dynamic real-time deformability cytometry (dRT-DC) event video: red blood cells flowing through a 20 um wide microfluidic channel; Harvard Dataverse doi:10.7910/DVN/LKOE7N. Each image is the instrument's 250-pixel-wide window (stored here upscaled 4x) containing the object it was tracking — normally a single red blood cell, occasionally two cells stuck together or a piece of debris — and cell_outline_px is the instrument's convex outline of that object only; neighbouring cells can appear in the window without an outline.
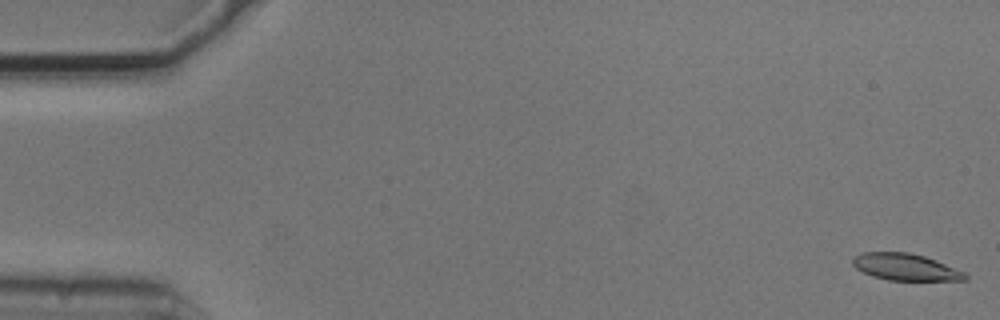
{"species": "common noctule bat (a hibernating species)", "species_latin": "Nyctalus noctula", "temperature_condition": "cold", "stored_images_in_passage": 54, "camera_frame_rate_fps": 3000, "um_per_image_px": 0.085, "animal": {"sex": "male", "body_mass_g": 20.5, "forearm_length_mm": 52.5}, "frame": {"image": 1, "passage_image": 1, "time_ms": 0.0, "image_size_px": [1000, 320], "cell_outline_px": [[968, 280], [888, 280], [872, 276], [856, 268], [852, 264], [852, 260], [860, 252], [908, 252], [924, 256], [936, 260], [964, 272], [968, 276]], "centroid_in_image_um": [76.96, 22.69], "position_along_channel_um": 8.0, "area_um2": 17.46}}
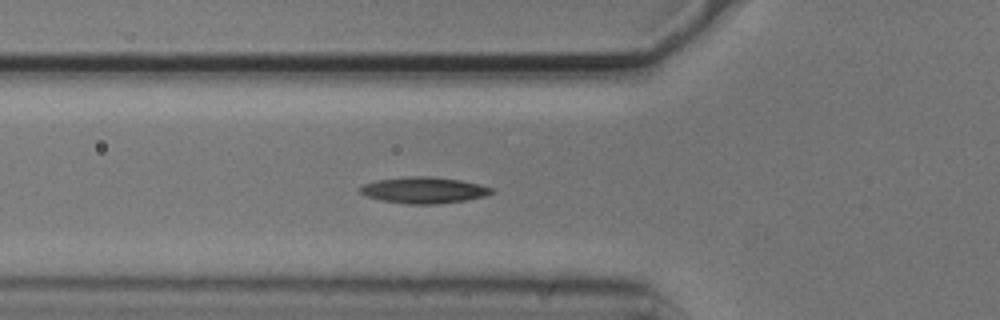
{"frame": {"image": 2, "passage_image": 19, "time_ms": 6.0, "image_size_px": [1000, 320], "cell_outline_px": [[496, 192], [484, 196], [464, 200], [436, 204], [408, 204], [380, 200], [368, 196], [360, 192], [360, 188], [364, 184], [376, 180], [408, 176], [436, 176], [460, 180], [480, 184], [492, 188]], "centroid_in_image_um": [36.05, 16.15], "position_along_channel_um": 89.8, "area_um2": 20.11}}
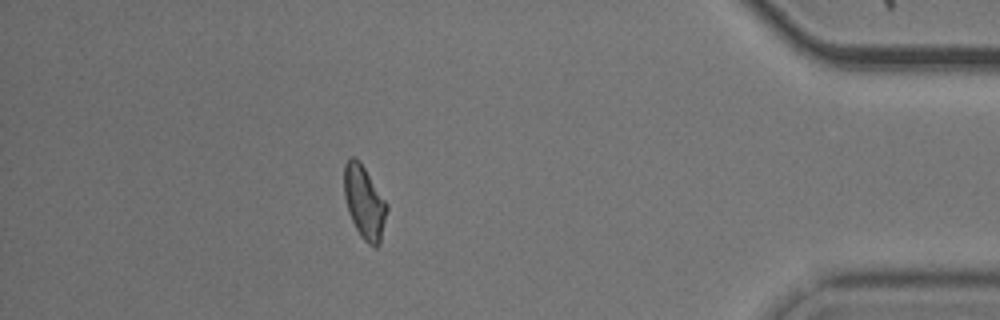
{"frame": {"image": 3, "passage_image": 48, "time_ms": 15.667, "image_size_px": [1000, 320], "cell_outline_px": [[388, 208], [380, 244], [376, 248], [372, 248], [360, 236], [348, 212], [344, 196], [344, 164], [348, 156], [356, 156], [360, 160], [388, 204]], "centroid_in_image_um": [30.97, 17.17], "position_along_channel_um": 404.2, "area_um2": 18.61}}